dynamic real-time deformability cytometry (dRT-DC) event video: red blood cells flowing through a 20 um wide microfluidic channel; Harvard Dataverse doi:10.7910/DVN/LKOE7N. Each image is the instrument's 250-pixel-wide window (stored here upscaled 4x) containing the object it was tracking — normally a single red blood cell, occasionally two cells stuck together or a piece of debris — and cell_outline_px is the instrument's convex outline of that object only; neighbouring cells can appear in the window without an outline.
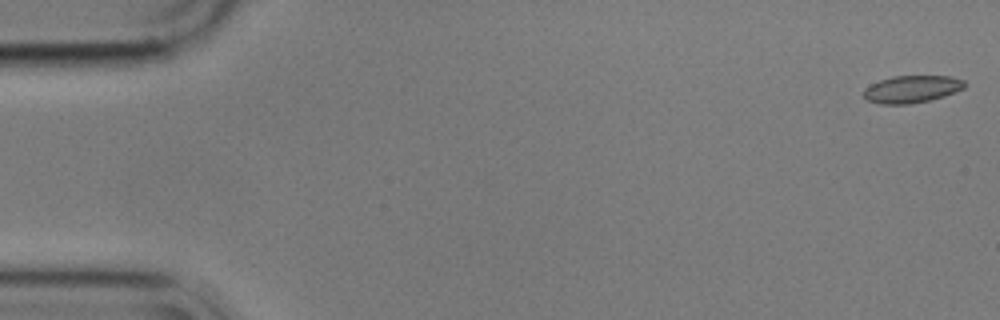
{"species": "common noctule bat (a hibernating species)", "species_latin": "Nyctalus noctula", "temperature_condition": "cold", "stored_images_in_passage": 56, "camera_frame_rate_fps": 3000, "um_per_image_px": 0.085, "animal": {"sex": "male", "body_mass_g": 17.9}, "frame": {"image": 1, "passage_image": 1, "time_ms": 0.0, "image_size_px": [1000, 320], "cell_outline_px": [[968, 84], [964, 88], [944, 96], [912, 104], [880, 104], [868, 100], [864, 96], [864, 88], [880, 80], [892, 76], [948, 76], [964, 80]], "centroid_in_image_um": [77.52, 7.57], "position_along_channel_um": 7.5, "area_um2": 16.01}}
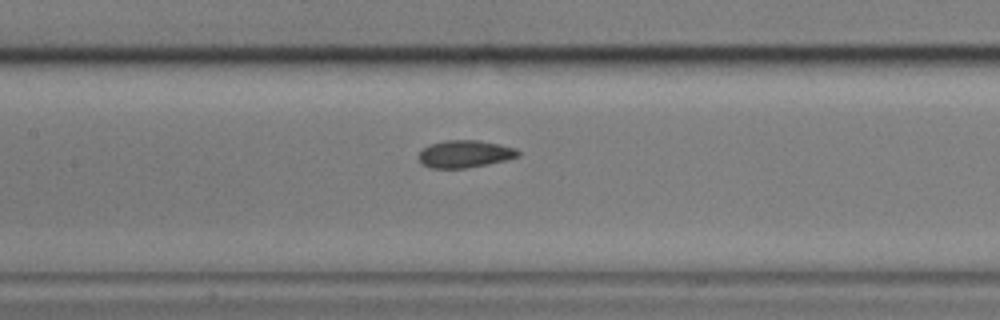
{"frame": {"image": 2, "passage_image": 26, "time_ms": 8.333, "image_size_px": [1000, 320], "cell_outline_px": [[520, 156], [508, 160], [468, 168], [428, 168], [420, 164], [420, 152], [428, 144], [444, 140], [480, 140], [500, 144], [516, 148], [520, 152]], "centroid_in_image_um": [39.53, 13.08], "position_along_channel_um": 167.9, "area_um2": 16.13}}
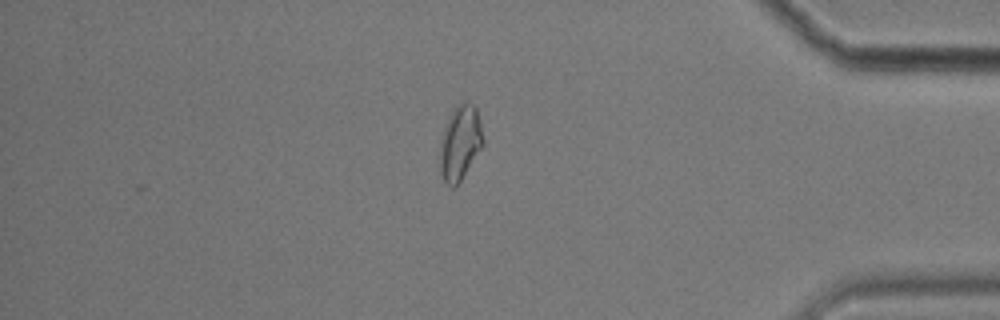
{"frame": {"image": 3, "passage_image": 48, "time_ms": 15.667, "image_size_px": [1000, 320], "cell_outline_px": [[484, 144], [460, 180], [452, 188], [444, 180], [440, 172], [440, 140], [444, 128], [452, 108], [460, 100], [464, 100], [472, 104], [476, 108], [480, 120], [484, 140]], "centroid_in_image_um": [39.11, 12.06], "position_along_channel_um": 396.1, "area_um2": 18.84}, "authors_computed_cell_mechanics": {"area_um2": 16.5308, "velocity_mm_per_s": 3.5426, "shape_relaxation_time_tau1_ms": 7.8691, "shape_relaxation_time_tau2_ms": 1.8377, "deformation_change_tau1": 0.1362, "deformation_change_tau2": 0.0616}}